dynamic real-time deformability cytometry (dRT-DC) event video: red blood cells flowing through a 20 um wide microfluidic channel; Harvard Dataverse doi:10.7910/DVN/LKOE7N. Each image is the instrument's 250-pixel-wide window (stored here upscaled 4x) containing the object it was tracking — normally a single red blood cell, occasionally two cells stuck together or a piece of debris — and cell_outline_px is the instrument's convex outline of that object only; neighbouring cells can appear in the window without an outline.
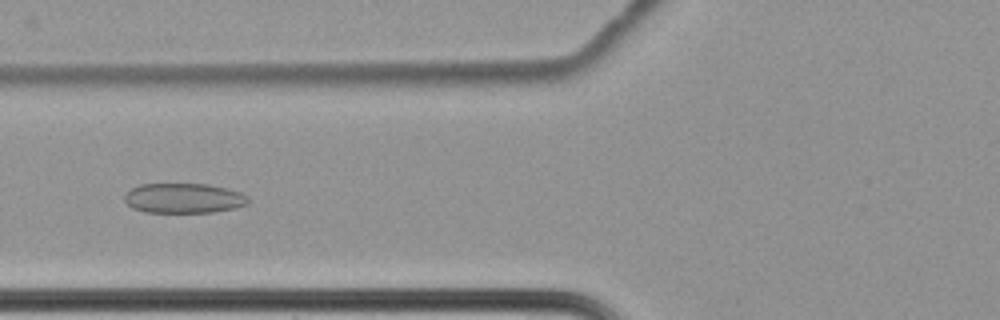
{"species": "common noctule bat (a hibernating species)", "species_latin": "Nyctalus noctula", "temperature_condition": "cold", "stored_images_in_passage": 66, "camera_frame_rate_fps": 3000, "um_per_image_px": 0.085, "animal": {"sex": "female", "body_mass_g": 22.7, "forearm_length_mm": 54.2}, "frame": {"image": 1, "passage_image": 30, "time_ms": 9.667, "image_size_px": [1000, 320], "cell_outline_px": [[248, 204], [236, 208], [212, 212], [144, 212], [132, 208], [124, 200], [124, 196], [132, 188], [140, 184], [208, 184], [228, 188], [240, 192], [248, 196]], "centroid_in_image_um": [15.64, 16.84], "position_along_channel_um": 110.2, "area_um2": 21.62}}
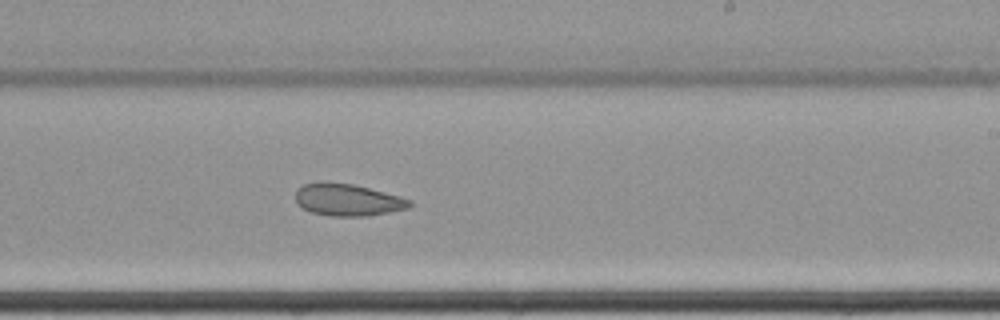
{"frame": {"image": 2, "passage_image": 43, "time_ms": 14.0, "image_size_px": [1000, 320], "cell_outline_px": [[412, 204], [408, 208], [368, 216], [328, 216], [312, 212], [300, 208], [296, 204], [296, 192], [304, 184], [352, 184], [400, 196], [412, 200]], "centroid_in_image_um": [29.57, 17.03], "position_along_channel_um": 259.4, "area_um2": 20.81}}
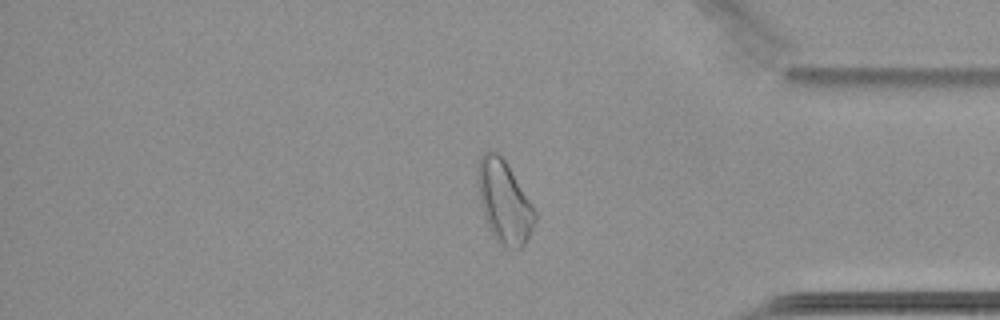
{"frame": {"image": 3, "passage_image": 56, "time_ms": 18.333, "image_size_px": [1000, 320], "cell_outline_px": [[536, 220], [528, 240], [520, 248], [508, 248], [496, 240], [492, 236], [488, 228], [484, 216], [480, 200], [476, 168], [476, 164], [480, 156], [484, 152], [492, 148], [508, 164], [532, 204], [536, 212]], "centroid_in_image_um": [42.84, 17.13], "position_along_channel_um": 392.4, "area_um2": 27.69}, "authors_computed_cell_mechanics": {"area_um2": 27.2238, "velocity_mm_per_s": 3.4464, "shape_relaxation_time_tau1_ms": null, "shape_relaxation_time_tau2_ms": 4.7542, "deformation_change_tau1": null, "deformation_change_tau2": 0.1049}}